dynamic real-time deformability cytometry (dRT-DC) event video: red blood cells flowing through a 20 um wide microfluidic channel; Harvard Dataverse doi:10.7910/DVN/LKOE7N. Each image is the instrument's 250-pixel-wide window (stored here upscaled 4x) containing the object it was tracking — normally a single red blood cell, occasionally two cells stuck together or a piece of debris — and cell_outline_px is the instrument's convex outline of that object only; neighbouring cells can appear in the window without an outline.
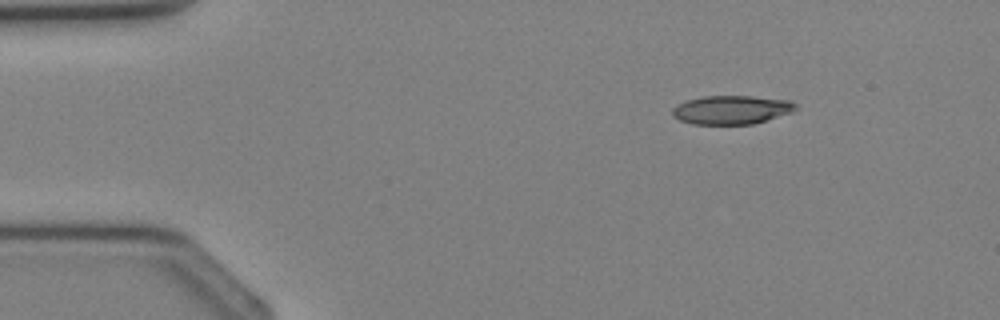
{"species": "Egyptian fruit bat (a non-hibernating species)", "species_latin": "Rousettus aegyptiacus", "temperature_condition": "cold", "stored_images_in_passage": 32, "camera_frame_rate_fps": 3000, "um_per_image_px": 0.085, "animal": {"sex": "female"}, "frame": {"image": 1, "passage_image": 1, "time_ms": 0.0, "image_size_px": [1000, 320], "cell_outline_px": [[796, 108], [792, 112], [752, 124], [692, 124], [680, 120], [672, 116], [672, 108], [676, 104], [688, 100], [704, 96], [752, 96], [788, 100], [796, 104]], "centroid_in_image_um": [62.14, 9.33], "position_along_channel_um": 22.9, "area_um2": 20.52}}
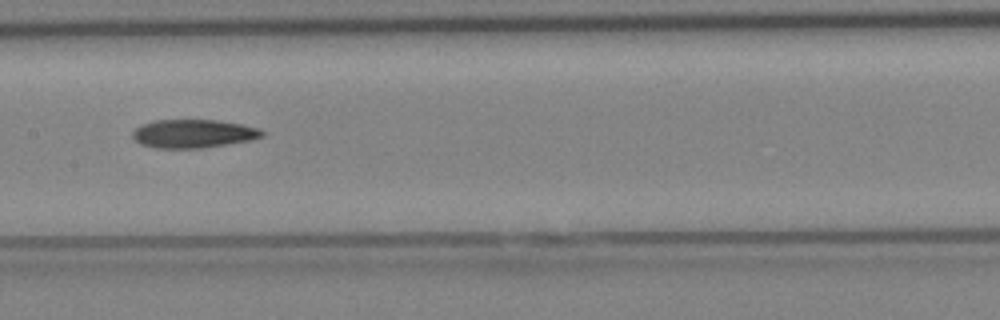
{"frame": {"image": 2, "passage_image": 14, "time_ms": 4.333, "image_size_px": [1000, 320], "cell_outline_px": [[264, 136], [252, 140], [204, 148], [156, 148], [140, 144], [132, 136], [132, 132], [136, 128], [144, 124], [156, 120], [216, 120], [240, 124], [260, 128], [264, 132]], "centroid_in_image_um": [16.46, 11.37], "position_along_channel_um": 190.9, "area_um2": 21.44}}
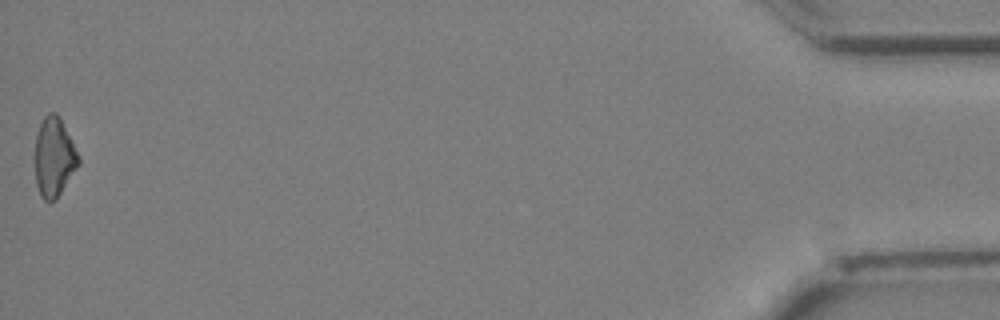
{"frame": {"image": 3, "passage_image": 32, "time_ms": 10.333, "image_size_px": [1000, 320], "cell_outline_px": [[80, 164], [56, 200], [44, 200], [40, 196], [36, 184], [36, 132], [44, 116], [48, 112], [56, 112], [60, 116], [80, 156]], "centroid_in_image_um": [4.62, 13.34], "position_along_channel_um": 430.6, "area_um2": 20.23}}